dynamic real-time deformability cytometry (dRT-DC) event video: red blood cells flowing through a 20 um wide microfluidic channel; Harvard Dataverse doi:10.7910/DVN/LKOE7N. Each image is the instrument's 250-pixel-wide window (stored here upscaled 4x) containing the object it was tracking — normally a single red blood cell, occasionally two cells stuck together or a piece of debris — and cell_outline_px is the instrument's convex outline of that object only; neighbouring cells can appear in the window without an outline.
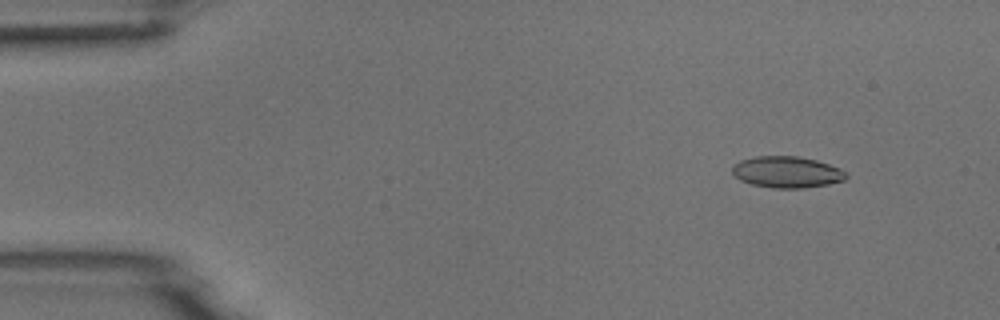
{"species": "common noctule bat (a hibernating species)", "species_latin": "Nyctalus noctula", "temperature_condition": "room temperature", "stored_images_in_passage": 5, "camera_frame_rate_fps": 3000, "um_per_image_px": 0.085, "animal": {"sex": "male", "body_mass_g": 18.8}, "frame": {"image": 1, "passage_image": 2, "time_ms": 0.333, "image_size_px": [1000, 320], "cell_outline_px": [[848, 176], [844, 180], [828, 184], [804, 188], [772, 188], [752, 184], [740, 180], [732, 172], [732, 164], [740, 160], [756, 156], [796, 156], [816, 160], [840, 168]], "centroid_in_image_um": [66.86, 14.62], "position_along_channel_um": 18.1, "area_um2": 20.81}}
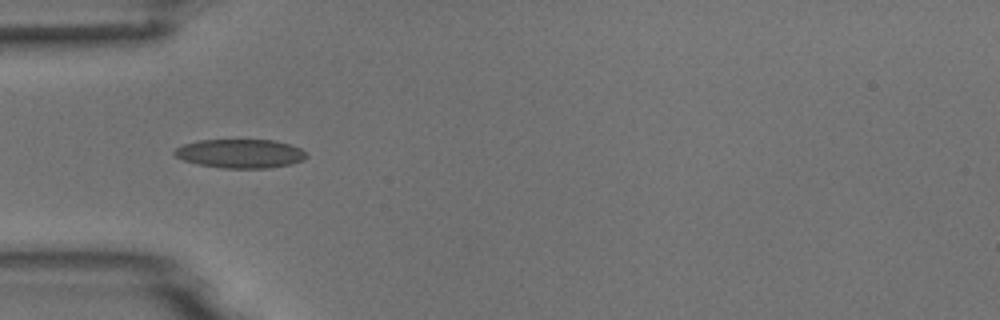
{"frame": {"image": 2, "passage_image": 5, "time_ms": 1.333, "image_size_px": [1000, 320], "cell_outline_px": [[308, 156], [304, 160], [292, 164], [268, 168], [224, 168], [196, 164], [184, 160], [176, 156], [172, 152], [176, 148], [184, 144], [200, 140], [272, 140], [288, 144], [300, 148]], "centroid_in_image_um": [20.42, 13.06], "position_along_channel_um": 64.6, "area_um2": 22.14}}